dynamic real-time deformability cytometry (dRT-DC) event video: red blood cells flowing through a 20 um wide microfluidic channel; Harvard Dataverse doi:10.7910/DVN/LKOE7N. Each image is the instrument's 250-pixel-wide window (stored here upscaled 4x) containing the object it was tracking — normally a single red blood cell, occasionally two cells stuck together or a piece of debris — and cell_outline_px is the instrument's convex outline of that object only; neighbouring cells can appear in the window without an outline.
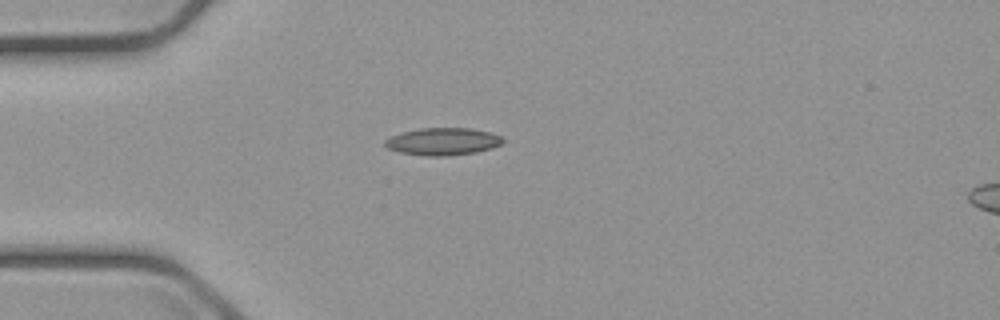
{"species": "common noctule bat (a hibernating species)", "species_latin": "Nyctalus noctula", "temperature_condition": "cold", "stored_images_in_passage": 1, "camera_frame_rate_fps": 3000, "um_per_image_px": 0.085, "animal": {"sex": "male", "body_mass_g": 23.1, "forearm_length_mm": 52.7}, "frame": {"image": 1, "passage_image": 1, "time_ms": 0.0, "image_size_px": [1000, 320], "cell_outline_px": [[504, 140], [500, 144], [492, 148], [476, 152], [448, 156], [428, 156], [400, 152], [388, 148], [384, 144], [384, 140], [400, 132], [420, 128], [472, 128], [488, 132], [500, 136]], "centroid_in_image_um": [37.62, 12.02], "position_along_channel_um": 47.4, "area_um2": 18.73}}